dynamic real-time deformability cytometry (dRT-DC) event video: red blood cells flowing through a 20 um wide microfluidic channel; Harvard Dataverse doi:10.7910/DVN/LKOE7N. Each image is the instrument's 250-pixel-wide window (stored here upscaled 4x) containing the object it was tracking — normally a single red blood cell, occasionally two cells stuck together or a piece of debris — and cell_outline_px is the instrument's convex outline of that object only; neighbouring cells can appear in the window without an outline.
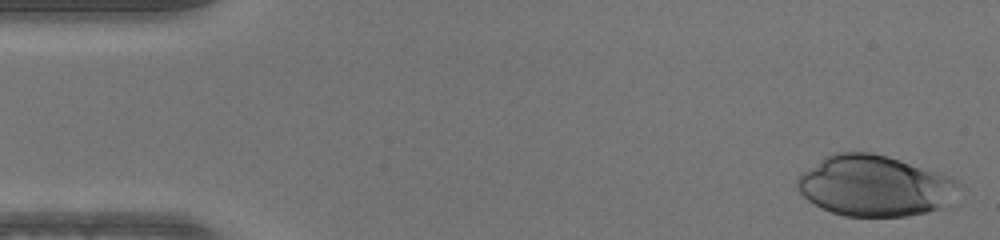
{"species": "human", "species_latin": "Homo sapiens", "temperature_condition": "warm", "stored_images_in_passage": 48, "camera_frame_rate_fps": 3000, "um_per_image_px": 0.085, "donor": {"sex": "male"}, "frame": {"image": 1, "passage_image": 1, "time_ms": 0.0, "image_size_px": [1000, 240], "cell_outline_px": [[968, 188], [944, 208], [928, 212], [908, 216], [844, 216], [820, 208], [808, 200], [796, 188], [796, 180], [800, 172], [824, 156], [836, 152], [872, 152], [888, 156], [940, 172], [964, 184]], "centroid_in_image_um": [74.42, 15.79], "position_along_channel_um": 10.6, "area_um2": 58.61}}
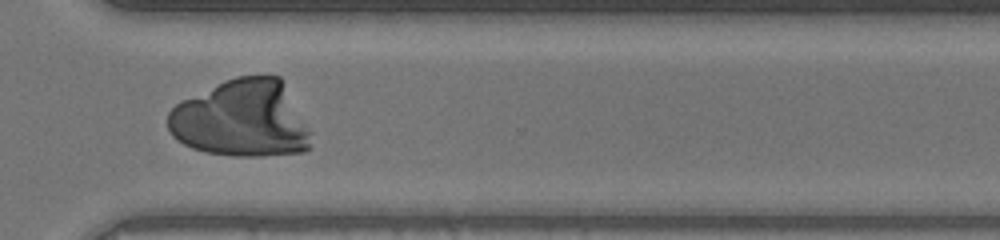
{"frame": {"image": 2, "passage_image": 35, "time_ms": 11.333, "image_size_px": [1000, 240], "cell_outline_px": [[312, 148], [304, 152], [264, 156], [232, 156], [204, 152], [192, 148], [176, 140], [172, 136], [168, 128], [168, 112], [176, 104], [224, 80], [236, 76], [280, 76], [312, 132]], "centroid_in_image_um": [20.57, 10.13], "position_along_channel_um": 350.0, "area_um2": 64.74}}